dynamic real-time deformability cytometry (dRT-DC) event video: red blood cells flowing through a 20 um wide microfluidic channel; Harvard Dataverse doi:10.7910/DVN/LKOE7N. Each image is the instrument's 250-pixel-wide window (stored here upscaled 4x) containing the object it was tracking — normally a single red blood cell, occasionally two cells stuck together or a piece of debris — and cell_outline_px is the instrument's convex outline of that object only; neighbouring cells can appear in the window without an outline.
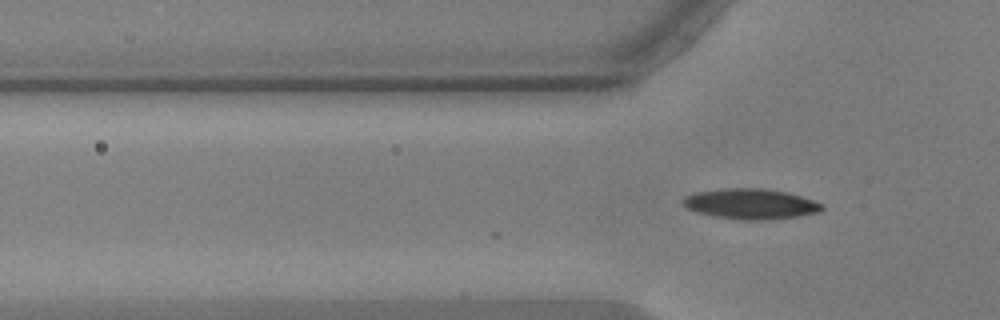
{"species": "common noctule bat (a hibernating species)", "species_latin": "Nyctalus noctula", "temperature_condition": "warm", "stored_images_in_passage": 2, "camera_frame_rate_fps": 3000, "um_per_image_px": 0.085, "animal": {"sex": "male", "body_mass_g": 17.9, "forearm_length_mm": 54.2}, "frame": {"image": 1, "passage_image": 2, "time_ms": 0.333, "image_size_px": [1000, 320], "cell_outline_px": [[824, 208], [820, 212], [800, 216], [772, 220], [736, 220], [712, 216], [696, 212], [688, 208], [680, 200], [684, 196], [696, 192], [728, 188], [764, 188], [788, 192], [824, 204]], "centroid_in_image_um": [63.82, 17.34], "position_along_channel_um": 62.0, "area_um2": 24.97}}